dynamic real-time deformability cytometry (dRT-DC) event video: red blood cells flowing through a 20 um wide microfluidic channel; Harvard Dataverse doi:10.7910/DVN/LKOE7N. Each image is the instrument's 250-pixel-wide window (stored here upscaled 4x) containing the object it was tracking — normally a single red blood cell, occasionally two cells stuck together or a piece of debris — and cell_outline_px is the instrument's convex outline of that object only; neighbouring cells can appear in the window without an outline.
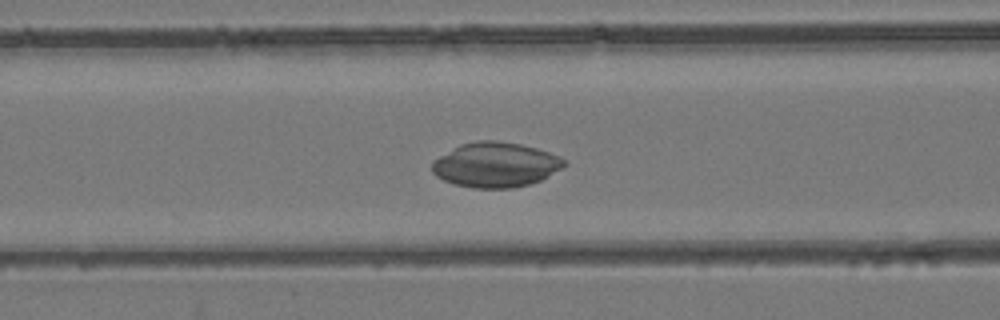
{"species": "common noctule bat (a hibernating species)", "species_latin": "Nyctalus noctula", "temperature_condition": "room temperature", "stored_images_in_passage": 51, "camera_frame_rate_fps": 3000, "um_per_image_px": 0.085, "animal": {"sex": "female", "body_mass_g": 24.6, "forearm_length_mm": 56.2}, "frame": {"image": 1, "passage_image": 19, "time_ms": 6.0, "image_size_px": [1000, 320], "cell_outline_px": [[568, 164], [540, 180], [532, 184], [512, 188], [472, 188], [456, 184], [444, 180], [436, 176], [432, 172], [432, 160], [460, 144], [476, 140], [496, 140], [520, 144], [536, 148], [560, 156]], "centroid_in_image_um": [42.11, 14.0], "position_along_channel_um": 124.5, "area_um2": 34.62}}
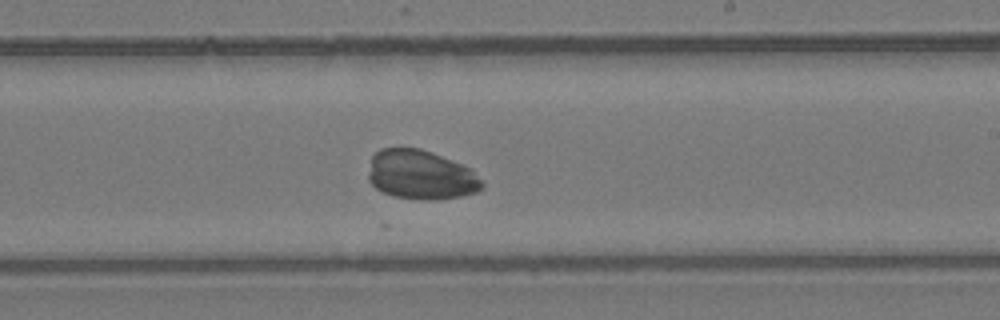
{"frame": {"image": 2, "passage_image": 29, "time_ms": 9.333, "image_size_px": [1000, 320], "cell_outline_px": [[484, 188], [476, 192], [460, 196], [436, 200], [420, 200], [392, 196], [376, 188], [368, 180], [368, 172], [372, 156], [380, 148], [420, 148], [432, 152], [472, 168], [484, 184]], "centroid_in_image_um": [35.78, 14.87], "position_along_channel_um": 253.2, "area_um2": 32.95}}
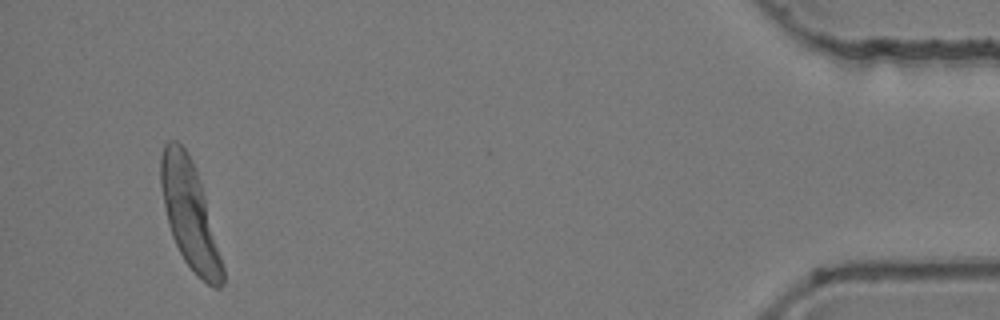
{"frame": {"image": 3, "passage_image": 48, "time_ms": 15.667, "image_size_px": [1000, 320], "cell_outline_px": [[224, 284], [220, 288], [212, 288], [184, 260], [172, 236], [168, 224], [160, 184], [160, 156], [164, 144], [168, 140], [176, 140], [184, 148], [192, 160], [196, 168], [224, 268]], "centroid_in_image_um": [16.1, 18.2], "position_along_channel_um": 419.1, "area_um2": 37.69}}